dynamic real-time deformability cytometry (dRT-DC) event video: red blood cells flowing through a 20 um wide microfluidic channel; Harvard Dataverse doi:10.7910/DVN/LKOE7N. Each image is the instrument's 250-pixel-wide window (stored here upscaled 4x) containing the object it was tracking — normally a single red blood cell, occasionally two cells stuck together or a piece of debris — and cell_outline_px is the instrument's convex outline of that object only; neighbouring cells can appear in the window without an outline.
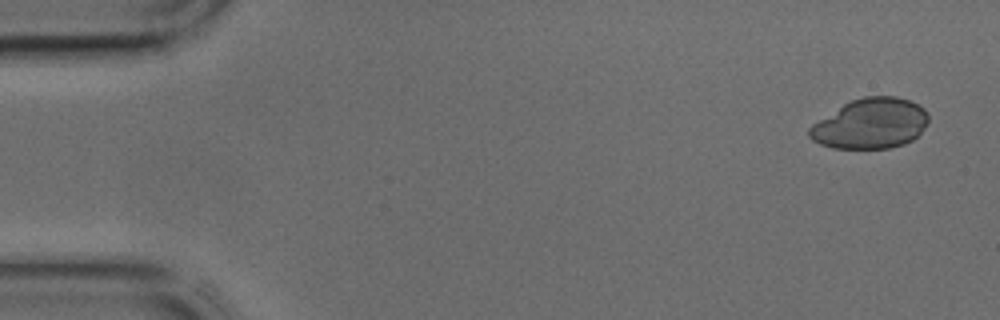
{"species": "common noctule bat (a hibernating species)", "species_latin": "Nyctalus noctula", "temperature_condition": "cold", "stored_images_in_passage": 42, "camera_frame_rate_fps": 3000, "um_per_image_px": 0.085, "animal": {"sex": "male", "body_mass_g": 17.9, "forearm_length_mm": 54.2}, "frame": {"image": 1, "passage_image": 1, "time_ms": 0.0, "image_size_px": [1000, 320], "cell_outline_px": [[928, 124], [912, 140], [904, 144], [888, 148], [832, 148], [820, 144], [812, 140], [808, 136], [808, 128], [812, 124], [844, 104], [852, 100], [864, 96], [896, 96], [920, 104], [928, 112]], "centroid_in_image_um": [74.0, 10.5], "position_along_channel_um": 11.0, "area_um2": 34.91}}